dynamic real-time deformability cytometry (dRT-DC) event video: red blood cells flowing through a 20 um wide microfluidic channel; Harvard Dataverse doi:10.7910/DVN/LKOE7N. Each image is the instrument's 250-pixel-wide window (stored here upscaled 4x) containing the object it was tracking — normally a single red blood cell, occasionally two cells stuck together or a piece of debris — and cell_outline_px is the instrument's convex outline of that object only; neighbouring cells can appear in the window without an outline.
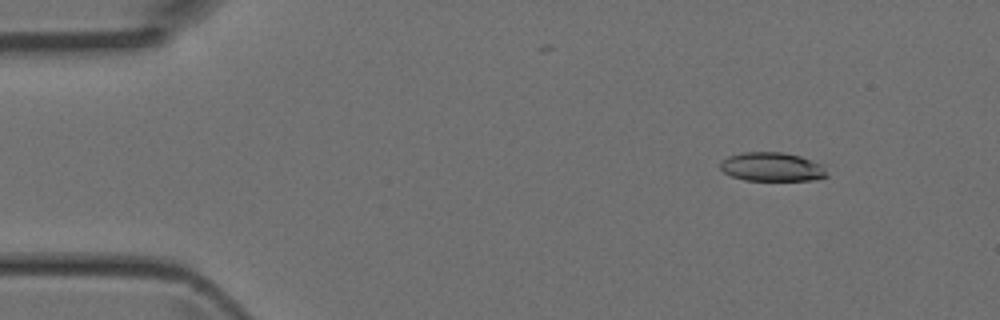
{"species": "Egyptian fruit bat (a non-hibernating species)", "species_latin": "Rousettus aegyptiacus", "temperature_condition": "room temperature", "stored_images_in_passage": 3, "camera_frame_rate_fps": 3000, "um_per_image_px": 0.085, "animal": {"sex": "female"}, "frame": {"image": 1, "passage_image": 1, "time_ms": 0.0, "image_size_px": [1000, 320], "cell_outline_px": [[828, 176], [816, 180], [744, 180], [732, 176], [724, 172], [720, 168], [720, 164], [728, 156], [744, 152], [784, 152], [800, 156], [824, 164]], "centroid_in_image_um": [65.67, 14.18], "position_along_channel_um": 19.3, "area_um2": 18.03}}